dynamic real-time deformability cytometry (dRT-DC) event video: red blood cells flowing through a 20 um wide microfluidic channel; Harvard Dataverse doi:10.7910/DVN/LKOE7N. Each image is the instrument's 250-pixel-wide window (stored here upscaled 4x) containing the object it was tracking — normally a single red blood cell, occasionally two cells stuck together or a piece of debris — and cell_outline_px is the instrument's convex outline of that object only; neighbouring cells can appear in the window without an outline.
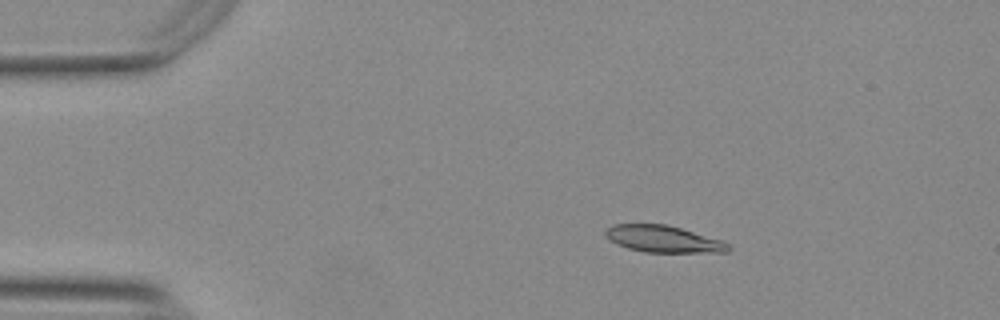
{"species": "Egyptian fruit bat (a non-hibernating species)", "species_latin": "Rousettus aegyptiacus", "temperature_condition": "warm", "stored_images_in_passage": 46, "camera_frame_rate_fps": 3000, "um_per_image_px": 0.085, "animal": {"sex": "female"}, "frame": {"image": 1, "passage_image": 10, "time_ms": 3.0, "image_size_px": [1000, 320], "cell_outline_px": [[732, 248], [728, 252], [644, 252], [628, 248], [616, 244], [604, 236], [604, 232], [612, 224], [668, 224], [724, 240]], "centroid_in_image_um": [56.4, 20.31], "position_along_channel_um": 28.6, "area_um2": 19.42}}
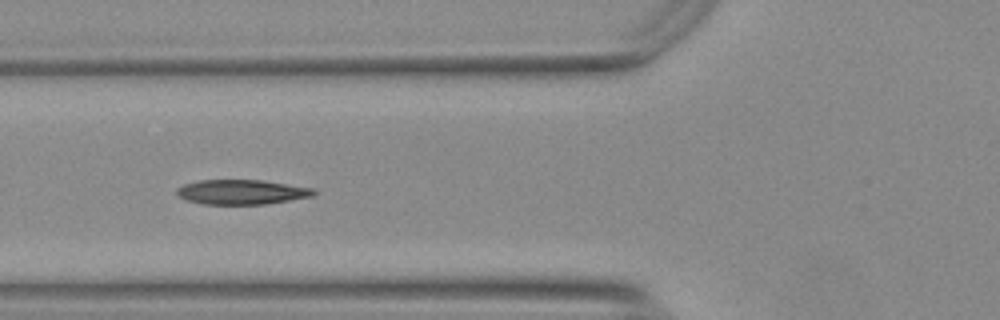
{"frame": {"image": 2, "passage_image": 21, "time_ms": 6.667, "image_size_px": [1000, 320], "cell_outline_px": [[316, 192], [312, 196], [264, 204], [204, 204], [188, 200], [180, 196], [176, 192], [184, 184], [200, 180], [260, 180], [312, 188]], "centroid_in_image_um": [20.54, 16.32], "position_along_channel_um": 105.3, "area_um2": 19.25}}
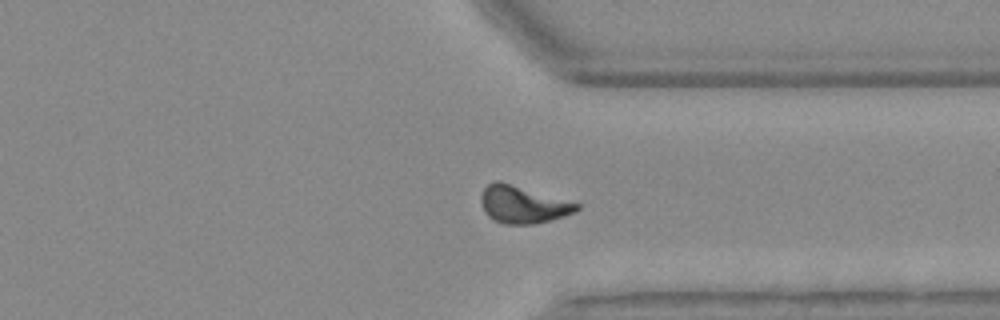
{"frame": {"image": 3, "passage_image": 42, "time_ms": 13.667, "image_size_px": [1000, 320], "cell_outline_px": [[580, 208], [576, 212], [564, 216], [536, 224], [504, 224], [492, 220], [484, 212], [480, 204], [480, 196], [484, 188], [488, 184], [496, 180], [500, 180], [580, 204]], "centroid_in_image_um": [44.41, 17.39], "position_along_channel_um": 367.0, "area_um2": 21.04}, "authors_computed_cell_mechanics": {"area_um2": 19.7965, "velocity_mm_per_s": 3.7453, "shape_relaxation_time_tau1_ms": 4.4452, "shape_relaxation_time_tau2_ms": 1.8351, "deformation_change_tau1": 0.1721, "deformation_change_tau2": 0.0874}}